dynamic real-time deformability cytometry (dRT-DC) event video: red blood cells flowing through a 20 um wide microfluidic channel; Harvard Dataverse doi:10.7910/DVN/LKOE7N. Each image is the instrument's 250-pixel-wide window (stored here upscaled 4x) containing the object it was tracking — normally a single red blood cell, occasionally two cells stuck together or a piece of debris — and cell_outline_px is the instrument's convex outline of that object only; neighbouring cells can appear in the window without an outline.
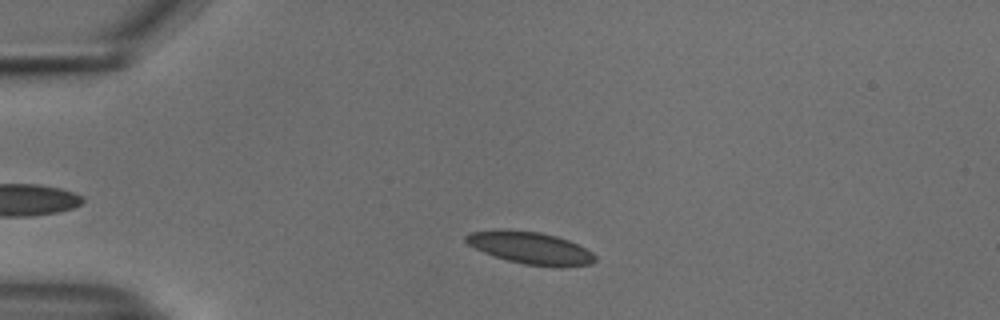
{"species": "common noctule bat (a hibernating species)", "species_latin": "Nyctalus noctula", "temperature_condition": "cold", "stored_images_in_passage": 42, "camera_frame_rate_fps": 3000, "um_per_image_px": 0.085, "animal": {"sex": "male", "body_mass_g": 18.8}, "frame": {"image": 1, "passage_image": 6, "time_ms": 1.667, "image_size_px": [1000, 320], "cell_outline_px": [[596, 260], [592, 264], [560, 268], [524, 264], [508, 260], [484, 252], [468, 244], [464, 240], [464, 236], [468, 232], [496, 228], [504, 228], [540, 232], [556, 236], [568, 240], [592, 252], [596, 256]], "centroid_in_image_um": [45.06, 21.06], "position_along_channel_um": 39.9, "area_um2": 24.62}}
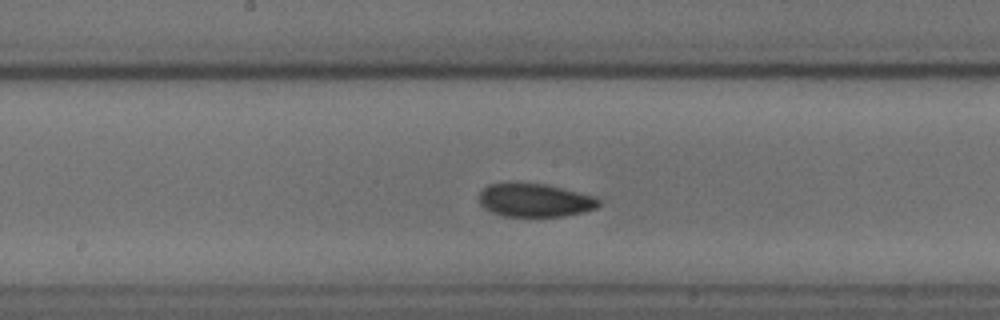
{"frame": {"image": 2, "passage_image": 22, "time_ms": 7.0, "image_size_px": [1000, 320], "cell_outline_px": [[600, 204], [596, 208], [584, 212], [564, 216], [504, 216], [492, 212], [484, 208], [480, 204], [480, 192], [488, 184], [516, 180], [544, 184], [580, 192], [596, 196], [600, 200]], "centroid_in_image_um": [45.45, 16.98], "position_along_channel_um": 202.8, "area_um2": 23.81}}
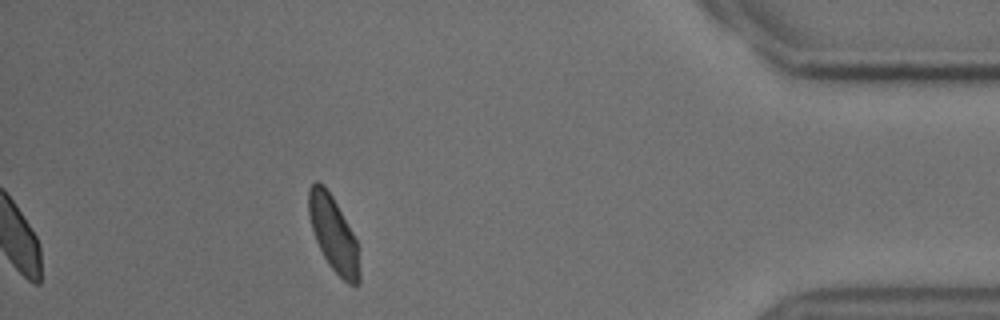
{"frame": {"image": 3, "passage_image": 42, "time_ms": 13.667, "image_size_px": [1000, 320], "cell_outline_px": [[360, 284], [348, 284], [328, 264], [316, 240], [312, 228], [308, 212], [308, 188], [316, 180], [324, 184], [332, 196], [352, 232], [356, 240], [360, 272]], "centroid_in_image_um": [28.33, 19.87], "position_along_channel_um": 406.9, "area_um2": 21.91}, "authors_computed_cell_mechanics": {"area_um2": 23.5535, "velocity_mm_per_s": 3.7162, "shape_relaxation_time_tau1_ms": 8.1673, "shape_relaxation_time_tau2_ms": 2.3337, "deformation_change_tau1": 0.1177, "deformation_change_tau2": 0.0624}}